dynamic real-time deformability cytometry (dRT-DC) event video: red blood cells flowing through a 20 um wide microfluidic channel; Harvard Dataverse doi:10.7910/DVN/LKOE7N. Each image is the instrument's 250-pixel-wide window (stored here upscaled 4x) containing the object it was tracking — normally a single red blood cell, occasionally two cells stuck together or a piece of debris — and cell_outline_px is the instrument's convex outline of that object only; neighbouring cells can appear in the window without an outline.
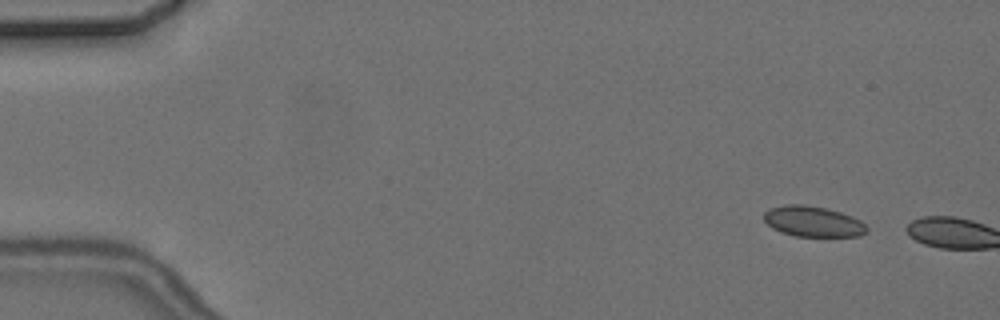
{"species": "common noctule bat (a hibernating species)", "species_latin": "Nyctalus noctula", "temperature_condition": "cold", "stored_images_in_passage": 3, "camera_frame_rate_fps": 3000, "um_per_image_px": 0.085, "animal": {"sex": "female", "body_mass_g": 24.6, "forearm_length_mm": 56.2}, "frame": {"image": 1, "passage_image": 2, "time_ms": 1.333, "image_size_px": [1000, 320], "cell_outline_px": [[868, 232], [860, 236], [796, 236], [780, 232], [772, 228], [764, 220], [764, 212], [772, 208], [784, 204], [804, 204], [828, 208], [852, 216], [860, 220], [868, 228]], "centroid_in_image_um": [69.12, 18.82], "position_along_channel_um": 15.9, "area_um2": 18.44}}